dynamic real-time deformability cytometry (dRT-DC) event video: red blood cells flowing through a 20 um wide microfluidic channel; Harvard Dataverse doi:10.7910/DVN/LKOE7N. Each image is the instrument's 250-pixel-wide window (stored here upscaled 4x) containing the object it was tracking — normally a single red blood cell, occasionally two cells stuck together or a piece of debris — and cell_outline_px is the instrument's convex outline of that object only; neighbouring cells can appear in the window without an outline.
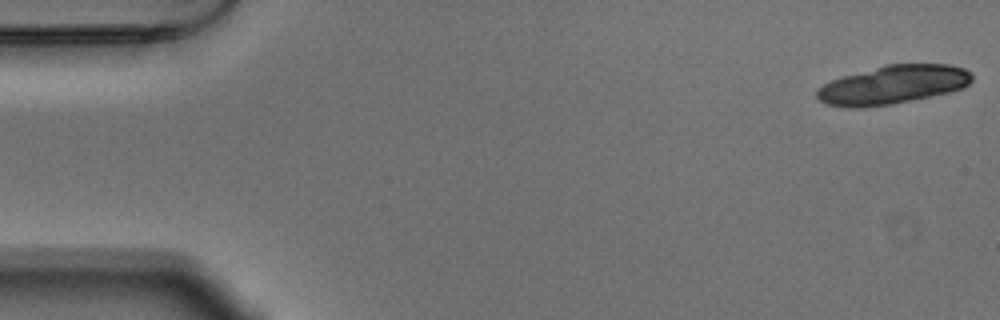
{"species": "Egyptian fruit bat (a non-hibernating species)", "species_latin": "Rousettus aegyptiacus", "temperature_condition": "warm", "stored_images_in_passage": 20, "camera_frame_rate_fps": 3000, "um_per_image_px": 0.085, "animal": {"sex": "male"}, "frame": {"image": 1, "passage_image": 1, "time_ms": 0.0, "image_size_px": [1000, 320], "cell_outline_px": [[972, 80], [968, 84], [960, 88], [948, 92], [892, 104], [860, 108], [852, 108], [828, 104], [820, 100], [816, 96], [816, 88], [832, 80], [844, 76], [884, 64], [952, 64], [964, 68], [972, 76]], "centroid_in_image_um": [75.88, 7.19], "position_along_channel_um": 9.1, "area_um2": 34.62}}